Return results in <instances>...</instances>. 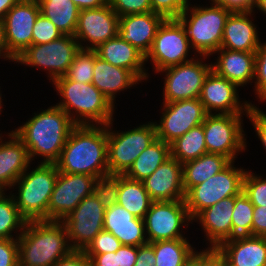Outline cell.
<instances>
[{
  "label": "cell",
  "mask_w": 266,
  "mask_h": 266,
  "mask_svg": "<svg viewBox=\"0 0 266 266\" xmlns=\"http://www.w3.org/2000/svg\"><path fill=\"white\" fill-rule=\"evenodd\" d=\"M56 165L67 174L108 175L107 125H76Z\"/></svg>",
  "instance_id": "obj_1"
},
{
  "label": "cell",
  "mask_w": 266,
  "mask_h": 266,
  "mask_svg": "<svg viewBox=\"0 0 266 266\" xmlns=\"http://www.w3.org/2000/svg\"><path fill=\"white\" fill-rule=\"evenodd\" d=\"M76 124L59 106L36 113L19 128L12 130L27 148L30 160L41 155V163H56Z\"/></svg>",
  "instance_id": "obj_2"
},
{
  "label": "cell",
  "mask_w": 266,
  "mask_h": 266,
  "mask_svg": "<svg viewBox=\"0 0 266 266\" xmlns=\"http://www.w3.org/2000/svg\"><path fill=\"white\" fill-rule=\"evenodd\" d=\"M73 251L62 221L26 222L18 238L20 266H53Z\"/></svg>",
  "instance_id": "obj_3"
},
{
  "label": "cell",
  "mask_w": 266,
  "mask_h": 266,
  "mask_svg": "<svg viewBox=\"0 0 266 266\" xmlns=\"http://www.w3.org/2000/svg\"><path fill=\"white\" fill-rule=\"evenodd\" d=\"M53 83L63 98L57 106L76 125H108L113 121L114 106L92 83L68 80L65 76L57 78Z\"/></svg>",
  "instance_id": "obj_4"
},
{
  "label": "cell",
  "mask_w": 266,
  "mask_h": 266,
  "mask_svg": "<svg viewBox=\"0 0 266 266\" xmlns=\"http://www.w3.org/2000/svg\"><path fill=\"white\" fill-rule=\"evenodd\" d=\"M27 171L13 184V187L18 185V196L13 195L15 204L27 222L48 220V205L59 172L57 165L40 163Z\"/></svg>",
  "instance_id": "obj_5"
},
{
  "label": "cell",
  "mask_w": 266,
  "mask_h": 266,
  "mask_svg": "<svg viewBox=\"0 0 266 266\" xmlns=\"http://www.w3.org/2000/svg\"><path fill=\"white\" fill-rule=\"evenodd\" d=\"M190 5L187 4L178 19L186 30L190 46L204 60L221 48L225 23L231 11L214 3L210 7Z\"/></svg>",
  "instance_id": "obj_6"
},
{
  "label": "cell",
  "mask_w": 266,
  "mask_h": 266,
  "mask_svg": "<svg viewBox=\"0 0 266 266\" xmlns=\"http://www.w3.org/2000/svg\"><path fill=\"white\" fill-rule=\"evenodd\" d=\"M245 173L244 169L234 167L232 161L220 173L192 187L185 195L190 218L224 198L239 195L243 191Z\"/></svg>",
  "instance_id": "obj_7"
},
{
  "label": "cell",
  "mask_w": 266,
  "mask_h": 266,
  "mask_svg": "<svg viewBox=\"0 0 266 266\" xmlns=\"http://www.w3.org/2000/svg\"><path fill=\"white\" fill-rule=\"evenodd\" d=\"M111 124L107 125L108 170L109 174L123 175L141 152L157 138L156 128L150 121L137 128L116 133L110 128Z\"/></svg>",
  "instance_id": "obj_8"
},
{
  "label": "cell",
  "mask_w": 266,
  "mask_h": 266,
  "mask_svg": "<svg viewBox=\"0 0 266 266\" xmlns=\"http://www.w3.org/2000/svg\"><path fill=\"white\" fill-rule=\"evenodd\" d=\"M81 50L75 36L63 35L62 37L46 44H32L15 62L23 65L46 69L52 82L65 76L75 55Z\"/></svg>",
  "instance_id": "obj_9"
},
{
  "label": "cell",
  "mask_w": 266,
  "mask_h": 266,
  "mask_svg": "<svg viewBox=\"0 0 266 266\" xmlns=\"http://www.w3.org/2000/svg\"><path fill=\"white\" fill-rule=\"evenodd\" d=\"M190 49L186 30L180 20L165 19L157 29L145 62L151 60L156 73H159L163 69L193 60L192 57L186 59Z\"/></svg>",
  "instance_id": "obj_10"
},
{
  "label": "cell",
  "mask_w": 266,
  "mask_h": 266,
  "mask_svg": "<svg viewBox=\"0 0 266 266\" xmlns=\"http://www.w3.org/2000/svg\"><path fill=\"white\" fill-rule=\"evenodd\" d=\"M242 114H208L203 122L207 153L222 154L234 161L246 149Z\"/></svg>",
  "instance_id": "obj_11"
},
{
  "label": "cell",
  "mask_w": 266,
  "mask_h": 266,
  "mask_svg": "<svg viewBox=\"0 0 266 266\" xmlns=\"http://www.w3.org/2000/svg\"><path fill=\"white\" fill-rule=\"evenodd\" d=\"M191 221L185 200L152 202L144 217L148 243L186 239L180 229Z\"/></svg>",
  "instance_id": "obj_12"
},
{
  "label": "cell",
  "mask_w": 266,
  "mask_h": 266,
  "mask_svg": "<svg viewBox=\"0 0 266 266\" xmlns=\"http://www.w3.org/2000/svg\"><path fill=\"white\" fill-rule=\"evenodd\" d=\"M211 71L212 64H205L199 58L159 71L166 72L163 103L199 98Z\"/></svg>",
  "instance_id": "obj_13"
},
{
  "label": "cell",
  "mask_w": 266,
  "mask_h": 266,
  "mask_svg": "<svg viewBox=\"0 0 266 266\" xmlns=\"http://www.w3.org/2000/svg\"><path fill=\"white\" fill-rule=\"evenodd\" d=\"M162 111L159 124L154 125L157 138L168 144L202 124L208 115L199 98L163 103Z\"/></svg>",
  "instance_id": "obj_14"
},
{
  "label": "cell",
  "mask_w": 266,
  "mask_h": 266,
  "mask_svg": "<svg viewBox=\"0 0 266 266\" xmlns=\"http://www.w3.org/2000/svg\"><path fill=\"white\" fill-rule=\"evenodd\" d=\"M105 208L95 194L85 197L63 220L73 250L84 251L94 237L104 230Z\"/></svg>",
  "instance_id": "obj_15"
},
{
  "label": "cell",
  "mask_w": 266,
  "mask_h": 266,
  "mask_svg": "<svg viewBox=\"0 0 266 266\" xmlns=\"http://www.w3.org/2000/svg\"><path fill=\"white\" fill-rule=\"evenodd\" d=\"M95 177L58 172L48 205V220L62 221L87 196L93 194Z\"/></svg>",
  "instance_id": "obj_16"
},
{
  "label": "cell",
  "mask_w": 266,
  "mask_h": 266,
  "mask_svg": "<svg viewBox=\"0 0 266 266\" xmlns=\"http://www.w3.org/2000/svg\"><path fill=\"white\" fill-rule=\"evenodd\" d=\"M119 18L110 4L99 8L81 10L74 34L80 48L82 50H94L107 40L117 37ZM86 41L91 44L83 45L82 43Z\"/></svg>",
  "instance_id": "obj_17"
},
{
  "label": "cell",
  "mask_w": 266,
  "mask_h": 266,
  "mask_svg": "<svg viewBox=\"0 0 266 266\" xmlns=\"http://www.w3.org/2000/svg\"><path fill=\"white\" fill-rule=\"evenodd\" d=\"M38 2L18 1L3 19L5 42L9 54L16 59L32 45V31L40 14Z\"/></svg>",
  "instance_id": "obj_18"
},
{
  "label": "cell",
  "mask_w": 266,
  "mask_h": 266,
  "mask_svg": "<svg viewBox=\"0 0 266 266\" xmlns=\"http://www.w3.org/2000/svg\"><path fill=\"white\" fill-rule=\"evenodd\" d=\"M238 86L226 78L218 76L213 70L206 77L202 86L200 101L208 114H247L252 104L239 101ZM241 104V105H240ZM244 111V112H243Z\"/></svg>",
  "instance_id": "obj_19"
},
{
  "label": "cell",
  "mask_w": 266,
  "mask_h": 266,
  "mask_svg": "<svg viewBox=\"0 0 266 266\" xmlns=\"http://www.w3.org/2000/svg\"><path fill=\"white\" fill-rule=\"evenodd\" d=\"M142 182L153 202L185 200L182 163L172 156Z\"/></svg>",
  "instance_id": "obj_20"
},
{
  "label": "cell",
  "mask_w": 266,
  "mask_h": 266,
  "mask_svg": "<svg viewBox=\"0 0 266 266\" xmlns=\"http://www.w3.org/2000/svg\"><path fill=\"white\" fill-rule=\"evenodd\" d=\"M235 196L224 198L199 212L192 220L200 222L210 249L216 250L223 242L232 239V216ZM199 220V221H198Z\"/></svg>",
  "instance_id": "obj_21"
},
{
  "label": "cell",
  "mask_w": 266,
  "mask_h": 266,
  "mask_svg": "<svg viewBox=\"0 0 266 266\" xmlns=\"http://www.w3.org/2000/svg\"><path fill=\"white\" fill-rule=\"evenodd\" d=\"M165 19L152 11L119 18L118 36L145 56L150 51L157 29Z\"/></svg>",
  "instance_id": "obj_22"
},
{
  "label": "cell",
  "mask_w": 266,
  "mask_h": 266,
  "mask_svg": "<svg viewBox=\"0 0 266 266\" xmlns=\"http://www.w3.org/2000/svg\"><path fill=\"white\" fill-rule=\"evenodd\" d=\"M216 251L232 266H266V237L237 236Z\"/></svg>",
  "instance_id": "obj_23"
},
{
  "label": "cell",
  "mask_w": 266,
  "mask_h": 266,
  "mask_svg": "<svg viewBox=\"0 0 266 266\" xmlns=\"http://www.w3.org/2000/svg\"><path fill=\"white\" fill-rule=\"evenodd\" d=\"M104 230L113 234L122 245L142 246L148 243L144 219L137 218L121 205L105 209Z\"/></svg>",
  "instance_id": "obj_24"
},
{
  "label": "cell",
  "mask_w": 266,
  "mask_h": 266,
  "mask_svg": "<svg viewBox=\"0 0 266 266\" xmlns=\"http://www.w3.org/2000/svg\"><path fill=\"white\" fill-rule=\"evenodd\" d=\"M252 12H231L226 20L221 48L256 52L261 44L256 25L250 19ZM249 16V17H248Z\"/></svg>",
  "instance_id": "obj_25"
},
{
  "label": "cell",
  "mask_w": 266,
  "mask_h": 266,
  "mask_svg": "<svg viewBox=\"0 0 266 266\" xmlns=\"http://www.w3.org/2000/svg\"><path fill=\"white\" fill-rule=\"evenodd\" d=\"M9 141H2L0 134V190L13 188L15 181L29 169L31 160L24 143L13 131ZM7 187V188H6Z\"/></svg>",
  "instance_id": "obj_26"
},
{
  "label": "cell",
  "mask_w": 266,
  "mask_h": 266,
  "mask_svg": "<svg viewBox=\"0 0 266 266\" xmlns=\"http://www.w3.org/2000/svg\"><path fill=\"white\" fill-rule=\"evenodd\" d=\"M94 51L98 57L108 63L130 70L140 82L149 76L143 68L145 67V55L119 36L100 44Z\"/></svg>",
  "instance_id": "obj_27"
},
{
  "label": "cell",
  "mask_w": 266,
  "mask_h": 266,
  "mask_svg": "<svg viewBox=\"0 0 266 266\" xmlns=\"http://www.w3.org/2000/svg\"><path fill=\"white\" fill-rule=\"evenodd\" d=\"M215 53L220 56L212 70L220 77L236 84L238 87L253 83L255 76V52H244L220 48ZM252 80V81H251Z\"/></svg>",
  "instance_id": "obj_28"
},
{
  "label": "cell",
  "mask_w": 266,
  "mask_h": 266,
  "mask_svg": "<svg viewBox=\"0 0 266 266\" xmlns=\"http://www.w3.org/2000/svg\"><path fill=\"white\" fill-rule=\"evenodd\" d=\"M140 80L128 69L114 66L97 56L94 51V69L92 84L111 102L113 106L115 95Z\"/></svg>",
  "instance_id": "obj_29"
},
{
  "label": "cell",
  "mask_w": 266,
  "mask_h": 266,
  "mask_svg": "<svg viewBox=\"0 0 266 266\" xmlns=\"http://www.w3.org/2000/svg\"><path fill=\"white\" fill-rule=\"evenodd\" d=\"M232 161L222 154L205 153L197 159L182 164L185 194L194 186L220 173Z\"/></svg>",
  "instance_id": "obj_30"
},
{
  "label": "cell",
  "mask_w": 266,
  "mask_h": 266,
  "mask_svg": "<svg viewBox=\"0 0 266 266\" xmlns=\"http://www.w3.org/2000/svg\"><path fill=\"white\" fill-rule=\"evenodd\" d=\"M170 156V144L156 138L141 152L123 175L131 180L143 181Z\"/></svg>",
  "instance_id": "obj_31"
},
{
  "label": "cell",
  "mask_w": 266,
  "mask_h": 266,
  "mask_svg": "<svg viewBox=\"0 0 266 266\" xmlns=\"http://www.w3.org/2000/svg\"><path fill=\"white\" fill-rule=\"evenodd\" d=\"M152 202L142 181L131 180L124 175H119L117 204L135 217L144 219Z\"/></svg>",
  "instance_id": "obj_32"
},
{
  "label": "cell",
  "mask_w": 266,
  "mask_h": 266,
  "mask_svg": "<svg viewBox=\"0 0 266 266\" xmlns=\"http://www.w3.org/2000/svg\"><path fill=\"white\" fill-rule=\"evenodd\" d=\"M38 3L41 14L63 35L74 36L80 10L72 0H40Z\"/></svg>",
  "instance_id": "obj_33"
},
{
  "label": "cell",
  "mask_w": 266,
  "mask_h": 266,
  "mask_svg": "<svg viewBox=\"0 0 266 266\" xmlns=\"http://www.w3.org/2000/svg\"><path fill=\"white\" fill-rule=\"evenodd\" d=\"M170 151L171 156L182 164L207 153L203 123L191 128L172 142Z\"/></svg>",
  "instance_id": "obj_34"
},
{
  "label": "cell",
  "mask_w": 266,
  "mask_h": 266,
  "mask_svg": "<svg viewBox=\"0 0 266 266\" xmlns=\"http://www.w3.org/2000/svg\"><path fill=\"white\" fill-rule=\"evenodd\" d=\"M154 250L155 266H182L196 251L187 239L149 243Z\"/></svg>",
  "instance_id": "obj_35"
},
{
  "label": "cell",
  "mask_w": 266,
  "mask_h": 266,
  "mask_svg": "<svg viewBox=\"0 0 266 266\" xmlns=\"http://www.w3.org/2000/svg\"><path fill=\"white\" fill-rule=\"evenodd\" d=\"M7 196L4 191L0 193V239H18L22 234L26 220L21 216L12 194ZM18 229L20 233L13 238L12 232Z\"/></svg>",
  "instance_id": "obj_36"
},
{
  "label": "cell",
  "mask_w": 266,
  "mask_h": 266,
  "mask_svg": "<svg viewBox=\"0 0 266 266\" xmlns=\"http://www.w3.org/2000/svg\"><path fill=\"white\" fill-rule=\"evenodd\" d=\"M253 211L254 206L243 191L239 195H235L232 216V238L252 235Z\"/></svg>",
  "instance_id": "obj_37"
},
{
  "label": "cell",
  "mask_w": 266,
  "mask_h": 266,
  "mask_svg": "<svg viewBox=\"0 0 266 266\" xmlns=\"http://www.w3.org/2000/svg\"><path fill=\"white\" fill-rule=\"evenodd\" d=\"M94 69V50H80L70 64L65 77L68 80L92 83Z\"/></svg>",
  "instance_id": "obj_38"
},
{
  "label": "cell",
  "mask_w": 266,
  "mask_h": 266,
  "mask_svg": "<svg viewBox=\"0 0 266 266\" xmlns=\"http://www.w3.org/2000/svg\"><path fill=\"white\" fill-rule=\"evenodd\" d=\"M119 175L108 174L96 179L93 193L105 209L117 203Z\"/></svg>",
  "instance_id": "obj_39"
},
{
  "label": "cell",
  "mask_w": 266,
  "mask_h": 266,
  "mask_svg": "<svg viewBox=\"0 0 266 266\" xmlns=\"http://www.w3.org/2000/svg\"><path fill=\"white\" fill-rule=\"evenodd\" d=\"M243 192L254 207L266 206V179L246 171L243 179Z\"/></svg>",
  "instance_id": "obj_40"
},
{
  "label": "cell",
  "mask_w": 266,
  "mask_h": 266,
  "mask_svg": "<svg viewBox=\"0 0 266 266\" xmlns=\"http://www.w3.org/2000/svg\"><path fill=\"white\" fill-rule=\"evenodd\" d=\"M62 36V32L48 18L41 13L38 15L33 26L32 44H46Z\"/></svg>",
  "instance_id": "obj_41"
},
{
  "label": "cell",
  "mask_w": 266,
  "mask_h": 266,
  "mask_svg": "<svg viewBox=\"0 0 266 266\" xmlns=\"http://www.w3.org/2000/svg\"><path fill=\"white\" fill-rule=\"evenodd\" d=\"M122 246L121 242L110 232L102 230L83 251L85 255L114 253Z\"/></svg>",
  "instance_id": "obj_42"
},
{
  "label": "cell",
  "mask_w": 266,
  "mask_h": 266,
  "mask_svg": "<svg viewBox=\"0 0 266 266\" xmlns=\"http://www.w3.org/2000/svg\"><path fill=\"white\" fill-rule=\"evenodd\" d=\"M255 91L260 101L266 100V42L259 45L255 52Z\"/></svg>",
  "instance_id": "obj_43"
},
{
  "label": "cell",
  "mask_w": 266,
  "mask_h": 266,
  "mask_svg": "<svg viewBox=\"0 0 266 266\" xmlns=\"http://www.w3.org/2000/svg\"><path fill=\"white\" fill-rule=\"evenodd\" d=\"M150 4L152 12L164 19H178L187 6L184 0H150Z\"/></svg>",
  "instance_id": "obj_44"
},
{
  "label": "cell",
  "mask_w": 266,
  "mask_h": 266,
  "mask_svg": "<svg viewBox=\"0 0 266 266\" xmlns=\"http://www.w3.org/2000/svg\"><path fill=\"white\" fill-rule=\"evenodd\" d=\"M109 4L119 17L152 11L150 0H109Z\"/></svg>",
  "instance_id": "obj_45"
},
{
  "label": "cell",
  "mask_w": 266,
  "mask_h": 266,
  "mask_svg": "<svg viewBox=\"0 0 266 266\" xmlns=\"http://www.w3.org/2000/svg\"><path fill=\"white\" fill-rule=\"evenodd\" d=\"M18 265V239H0V266Z\"/></svg>",
  "instance_id": "obj_46"
},
{
  "label": "cell",
  "mask_w": 266,
  "mask_h": 266,
  "mask_svg": "<svg viewBox=\"0 0 266 266\" xmlns=\"http://www.w3.org/2000/svg\"><path fill=\"white\" fill-rule=\"evenodd\" d=\"M246 115L252 122L255 132L266 150V114L252 105Z\"/></svg>",
  "instance_id": "obj_47"
},
{
  "label": "cell",
  "mask_w": 266,
  "mask_h": 266,
  "mask_svg": "<svg viewBox=\"0 0 266 266\" xmlns=\"http://www.w3.org/2000/svg\"><path fill=\"white\" fill-rule=\"evenodd\" d=\"M231 12H253L255 0H211Z\"/></svg>",
  "instance_id": "obj_48"
},
{
  "label": "cell",
  "mask_w": 266,
  "mask_h": 266,
  "mask_svg": "<svg viewBox=\"0 0 266 266\" xmlns=\"http://www.w3.org/2000/svg\"><path fill=\"white\" fill-rule=\"evenodd\" d=\"M252 236L266 237V206L254 207Z\"/></svg>",
  "instance_id": "obj_49"
},
{
  "label": "cell",
  "mask_w": 266,
  "mask_h": 266,
  "mask_svg": "<svg viewBox=\"0 0 266 266\" xmlns=\"http://www.w3.org/2000/svg\"><path fill=\"white\" fill-rule=\"evenodd\" d=\"M53 266H92L90 259L83 251L73 250L66 257L61 258Z\"/></svg>",
  "instance_id": "obj_50"
},
{
  "label": "cell",
  "mask_w": 266,
  "mask_h": 266,
  "mask_svg": "<svg viewBox=\"0 0 266 266\" xmlns=\"http://www.w3.org/2000/svg\"><path fill=\"white\" fill-rule=\"evenodd\" d=\"M155 261L154 250L149 243L137 247V259L134 266H155Z\"/></svg>",
  "instance_id": "obj_51"
},
{
  "label": "cell",
  "mask_w": 266,
  "mask_h": 266,
  "mask_svg": "<svg viewBox=\"0 0 266 266\" xmlns=\"http://www.w3.org/2000/svg\"><path fill=\"white\" fill-rule=\"evenodd\" d=\"M137 259V246L122 245L118 249V266H134Z\"/></svg>",
  "instance_id": "obj_52"
},
{
  "label": "cell",
  "mask_w": 266,
  "mask_h": 266,
  "mask_svg": "<svg viewBox=\"0 0 266 266\" xmlns=\"http://www.w3.org/2000/svg\"><path fill=\"white\" fill-rule=\"evenodd\" d=\"M92 266H118V250L114 253L86 255Z\"/></svg>",
  "instance_id": "obj_53"
},
{
  "label": "cell",
  "mask_w": 266,
  "mask_h": 266,
  "mask_svg": "<svg viewBox=\"0 0 266 266\" xmlns=\"http://www.w3.org/2000/svg\"><path fill=\"white\" fill-rule=\"evenodd\" d=\"M199 266H221V255L214 249L202 250L199 252Z\"/></svg>",
  "instance_id": "obj_54"
},
{
  "label": "cell",
  "mask_w": 266,
  "mask_h": 266,
  "mask_svg": "<svg viewBox=\"0 0 266 266\" xmlns=\"http://www.w3.org/2000/svg\"><path fill=\"white\" fill-rule=\"evenodd\" d=\"M79 10L99 8L109 4V0H72Z\"/></svg>",
  "instance_id": "obj_55"
},
{
  "label": "cell",
  "mask_w": 266,
  "mask_h": 266,
  "mask_svg": "<svg viewBox=\"0 0 266 266\" xmlns=\"http://www.w3.org/2000/svg\"><path fill=\"white\" fill-rule=\"evenodd\" d=\"M1 56L4 57V59L15 62V59L9 54L6 46L3 20H0V58Z\"/></svg>",
  "instance_id": "obj_56"
},
{
  "label": "cell",
  "mask_w": 266,
  "mask_h": 266,
  "mask_svg": "<svg viewBox=\"0 0 266 266\" xmlns=\"http://www.w3.org/2000/svg\"><path fill=\"white\" fill-rule=\"evenodd\" d=\"M19 0H0V20H3L6 13L18 2Z\"/></svg>",
  "instance_id": "obj_57"
},
{
  "label": "cell",
  "mask_w": 266,
  "mask_h": 266,
  "mask_svg": "<svg viewBox=\"0 0 266 266\" xmlns=\"http://www.w3.org/2000/svg\"><path fill=\"white\" fill-rule=\"evenodd\" d=\"M182 266H199V252H195L190 256Z\"/></svg>",
  "instance_id": "obj_58"
},
{
  "label": "cell",
  "mask_w": 266,
  "mask_h": 266,
  "mask_svg": "<svg viewBox=\"0 0 266 266\" xmlns=\"http://www.w3.org/2000/svg\"><path fill=\"white\" fill-rule=\"evenodd\" d=\"M254 7L266 14V0H255Z\"/></svg>",
  "instance_id": "obj_59"
},
{
  "label": "cell",
  "mask_w": 266,
  "mask_h": 266,
  "mask_svg": "<svg viewBox=\"0 0 266 266\" xmlns=\"http://www.w3.org/2000/svg\"><path fill=\"white\" fill-rule=\"evenodd\" d=\"M221 266H232L221 256Z\"/></svg>",
  "instance_id": "obj_60"
},
{
  "label": "cell",
  "mask_w": 266,
  "mask_h": 266,
  "mask_svg": "<svg viewBox=\"0 0 266 266\" xmlns=\"http://www.w3.org/2000/svg\"><path fill=\"white\" fill-rule=\"evenodd\" d=\"M20 1L39 2L40 0H20Z\"/></svg>",
  "instance_id": "obj_61"
},
{
  "label": "cell",
  "mask_w": 266,
  "mask_h": 266,
  "mask_svg": "<svg viewBox=\"0 0 266 266\" xmlns=\"http://www.w3.org/2000/svg\"><path fill=\"white\" fill-rule=\"evenodd\" d=\"M2 96H1V94H0V111H1V108H2V98H1ZM1 113V112H0Z\"/></svg>",
  "instance_id": "obj_62"
}]
</instances>
